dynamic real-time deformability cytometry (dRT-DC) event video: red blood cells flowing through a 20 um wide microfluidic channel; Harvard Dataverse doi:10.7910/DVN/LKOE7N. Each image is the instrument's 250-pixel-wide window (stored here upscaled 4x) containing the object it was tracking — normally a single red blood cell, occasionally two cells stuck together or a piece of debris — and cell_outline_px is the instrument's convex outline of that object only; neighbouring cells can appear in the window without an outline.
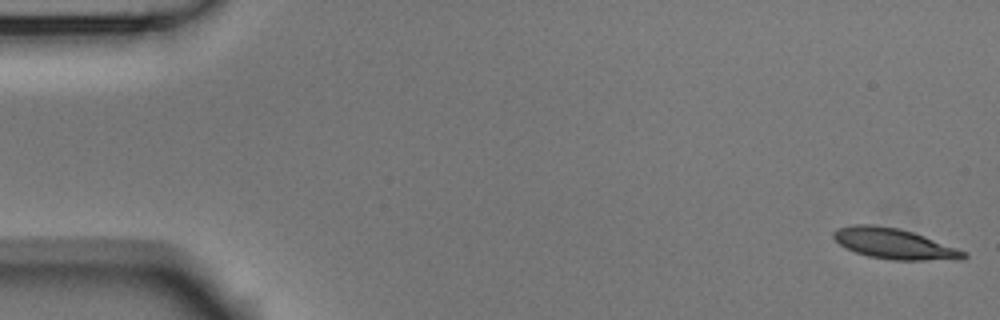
{"species": "Egyptian fruit bat (a non-hibernating species)", "species_latin": "Rousettus aegyptiacus", "temperature_condition": "room temperature", "stored_images_in_passage": 55, "camera_frame_rate_fps": 3000, "um_per_image_px": 0.085, "animal": {"sex": "male"}, "frame": {"image": 1, "passage_image": 1, "time_ms": 0.0, "image_size_px": [1000, 320], "cell_outline_px": [[968, 256], [964, 260], [892, 260], [868, 256], [844, 248], [832, 236], [832, 232], [836, 228], [852, 224], [872, 224], [900, 228], [924, 236], [968, 252]], "centroid_in_image_um": [76.01, 20.72], "position_along_channel_um": 9.0, "area_um2": 23.47}}
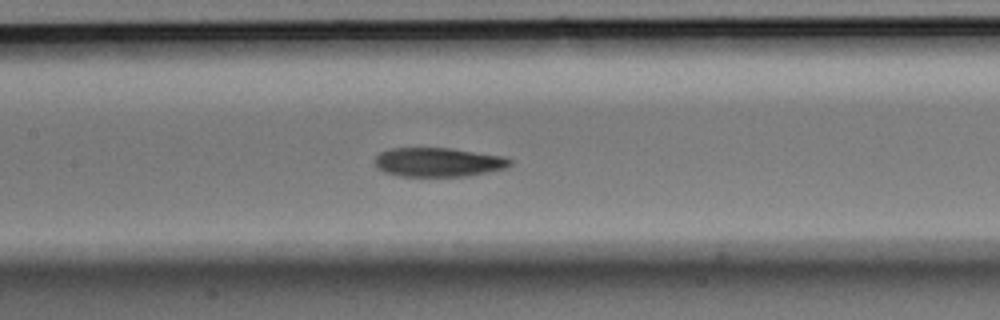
{"frame": {"image": 2, "passage_image": 25, "time_ms": 8.0, "image_size_px": [1000, 320], "cell_outline_px": [[512, 164], [508, 168], [468, 176], [400, 176], [384, 172], [376, 168], [376, 156], [380, 152], [392, 148], [452, 148], [508, 156], [512, 160]], "centroid_in_image_um": [37.33, 13.78], "position_along_channel_um": 170.1, "area_um2": 23.24}}
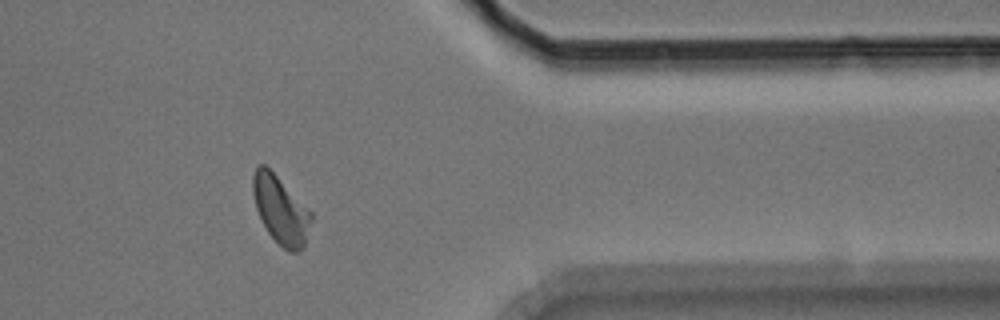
{"frame": {"image": 3, "passage_image": 44, "time_ms": 14.333, "image_size_px": [1000, 320], "cell_outline_px": [[312, 220], [304, 248], [296, 252], [288, 252], [268, 232], [256, 208], [252, 192], [252, 176], [256, 164], [264, 164], [312, 212]], "centroid_in_image_um": [23.85, 17.85], "position_along_channel_um": 387.5, "area_um2": 22.77}, "authors_computed_cell_mechanics": {"area_um2": 23.2356, "velocity_mm_per_s": 3.6992, "shape_relaxation_time_tau1_ms": 3.6663, "shape_relaxation_time_tau2_ms": 3.8074, "deformation_change_tau1": 0.1609, "deformation_change_tau2": 0.109}}